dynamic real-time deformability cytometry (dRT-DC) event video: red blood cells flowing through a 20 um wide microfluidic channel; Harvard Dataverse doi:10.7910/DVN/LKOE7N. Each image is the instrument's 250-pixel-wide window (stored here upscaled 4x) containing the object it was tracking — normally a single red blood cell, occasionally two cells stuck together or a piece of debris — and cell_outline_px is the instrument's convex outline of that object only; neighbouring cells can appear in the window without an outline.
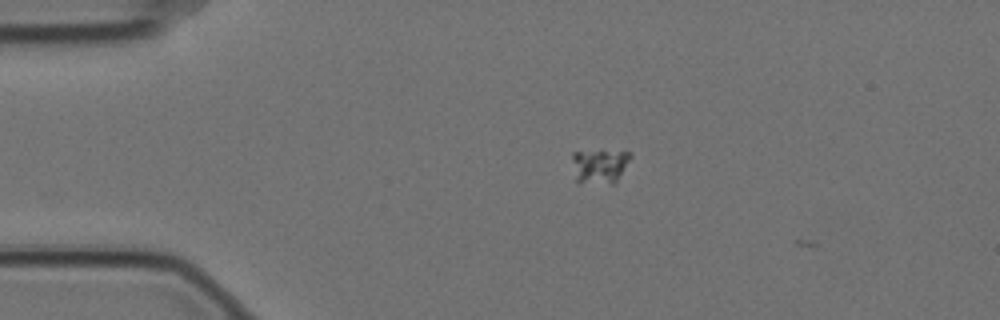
{"species": "Egyptian fruit bat (a non-hibernating species)", "species_latin": "Rousettus aegyptiacus", "temperature_condition": "cold", "stored_images_in_passage": 3, "camera_frame_rate_fps": 3000, "um_per_image_px": 0.085, "animal": {"sex": "female"}, "frame": {"image": 1, "passage_image": 1, "time_ms": 0.0, "image_size_px": [1000, 320], "cell_outline_px": [[632, 156], [616, 180], [612, 184], [576, 180], [572, 160], [572, 152], [600, 148], [628, 152]], "centroid_in_image_um": [50.96, 14.01], "position_along_channel_um": 34.0, "area_um2": 11.79}}